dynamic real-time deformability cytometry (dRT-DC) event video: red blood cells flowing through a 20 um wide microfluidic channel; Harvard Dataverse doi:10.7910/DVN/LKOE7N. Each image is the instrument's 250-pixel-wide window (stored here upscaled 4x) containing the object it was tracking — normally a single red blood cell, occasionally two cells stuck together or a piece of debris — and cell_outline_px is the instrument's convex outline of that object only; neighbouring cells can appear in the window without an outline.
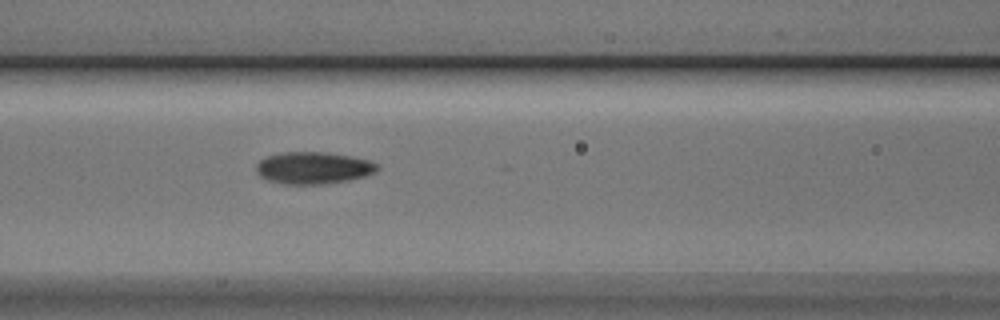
{"species": "Egyptian fruit bat (a non-hibernating species)", "species_latin": "Rousettus aegyptiacus", "temperature_condition": "cold", "stored_images_in_passage": 4, "camera_frame_rate_fps": 3000, "um_per_image_px": 0.085, "animal": {"sex": "male"}, "frame": {"image": 1, "passage_image": 4, "time_ms": 1.0, "image_size_px": [1000, 320], "cell_outline_px": [[380, 168], [376, 172], [364, 176], [348, 180], [320, 184], [288, 184], [268, 180], [260, 176], [256, 172], [256, 164], [260, 160], [268, 156], [284, 152], [328, 152], [352, 156], [368, 160], [376, 164]], "centroid_in_image_um": [26.64, 14.26], "position_along_channel_um": 140.0, "area_um2": 22.48}}